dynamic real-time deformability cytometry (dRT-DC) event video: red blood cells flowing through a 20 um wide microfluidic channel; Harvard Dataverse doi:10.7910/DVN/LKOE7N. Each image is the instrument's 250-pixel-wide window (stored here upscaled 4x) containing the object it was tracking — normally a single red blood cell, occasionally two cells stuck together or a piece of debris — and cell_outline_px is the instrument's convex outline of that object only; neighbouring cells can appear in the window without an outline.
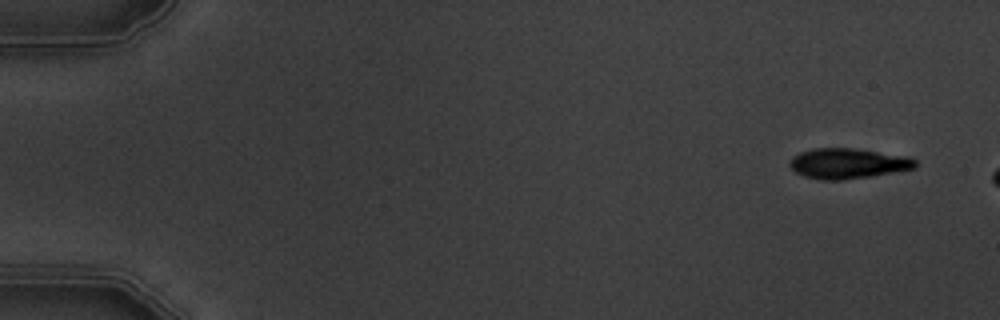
{"species": "common noctule bat (a hibernating species)", "species_latin": "Nyctalus noctula", "temperature_condition": "warm", "stored_images_in_passage": 3, "camera_frame_rate_fps": 3000, "um_per_image_px": 0.085, "animal": {"sex": "male", "body_mass_g": 19.5, "forearm_length_mm": 54.6}, "frame": {"image": 1, "passage_image": 1, "time_ms": 0.0, "image_size_px": [1000, 320], "cell_outline_px": [[916, 168], [872, 176], [844, 180], [820, 180], [804, 176], [796, 172], [788, 164], [788, 160], [792, 156], [800, 152], [812, 148], [856, 148], [912, 156], [916, 160]], "centroid_in_image_um": [72.08, 13.88], "position_along_channel_um": 12.9, "area_um2": 22.66}}